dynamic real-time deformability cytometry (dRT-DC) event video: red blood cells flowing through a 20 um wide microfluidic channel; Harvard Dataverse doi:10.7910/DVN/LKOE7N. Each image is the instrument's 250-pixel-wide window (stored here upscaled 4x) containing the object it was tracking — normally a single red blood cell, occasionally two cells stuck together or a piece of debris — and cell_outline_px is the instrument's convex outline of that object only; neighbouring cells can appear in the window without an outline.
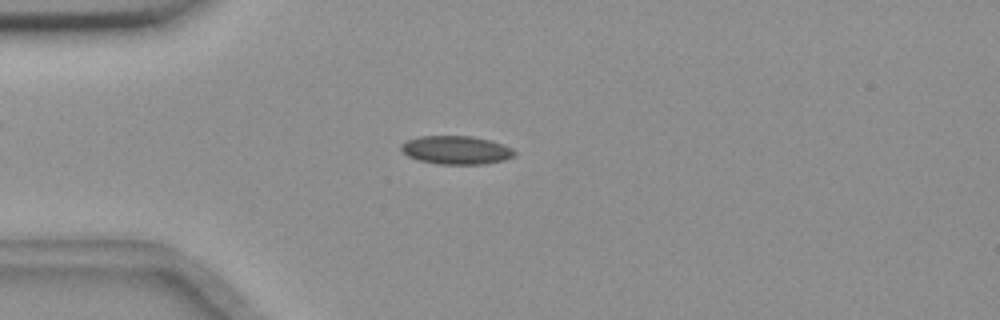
{"species": "common noctule bat (a hibernating species)", "species_latin": "Nyctalus noctula", "temperature_condition": "room temperature", "stored_images_in_passage": 30, "camera_frame_rate_fps": 3000, "um_per_image_px": 0.085, "animal": {"sex": "female", "body_mass_g": 18.4}, "frame": {"image": 1, "passage_image": 10, "time_ms": 3.0, "image_size_px": [1000, 320], "cell_outline_px": [[516, 156], [504, 160], [484, 164], [440, 164], [420, 160], [408, 156], [400, 148], [400, 144], [408, 140], [420, 136], [472, 136], [488, 140], [512, 148], [516, 152]], "centroid_in_image_um": [38.79, 12.75], "position_along_channel_um": 46.2, "area_um2": 18.61}}
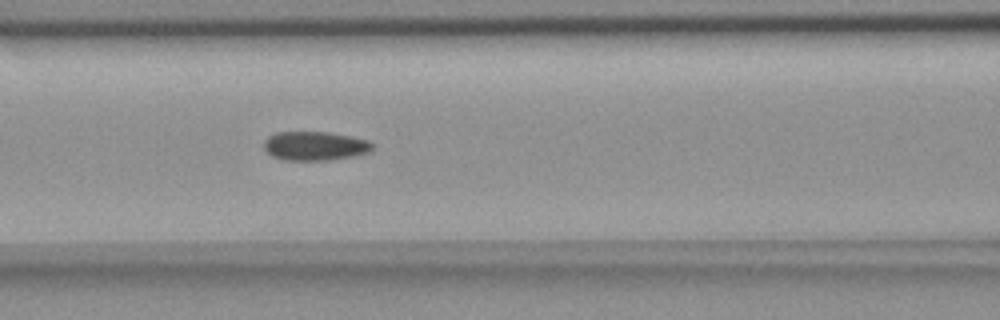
{"frame": {"image": 2, "passage_image": 19, "time_ms": 6.0, "image_size_px": [1000, 320], "cell_outline_px": [[372, 152], [332, 160], [284, 160], [272, 156], [264, 148], [264, 140], [268, 136], [276, 132], [328, 132], [352, 136], [368, 140], [372, 144]], "centroid_in_image_um": [26.77, 12.4], "position_along_channel_um": 139.8, "area_um2": 18.44}}
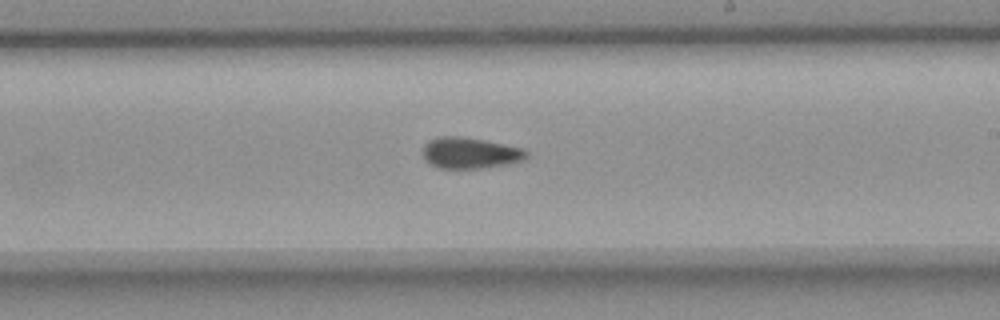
{"frame": {"image": 3, "passage_image": 28, "time_ms": 9.0, "image_size_px": [1000, 320], "cell_outline_px": [[528, 156], [524, 160], [504, 164], [480, 168], [440, 168], [428, 164], [424, 160], [424, 144], [428, 140], [440, 136], [460, 136], [484, 140], [524, 148], [528, 152]], "centroid_in_image_um": [39.94, 12.99], "position_along_channel_um": 249.1, "area_um2": 18.79}}